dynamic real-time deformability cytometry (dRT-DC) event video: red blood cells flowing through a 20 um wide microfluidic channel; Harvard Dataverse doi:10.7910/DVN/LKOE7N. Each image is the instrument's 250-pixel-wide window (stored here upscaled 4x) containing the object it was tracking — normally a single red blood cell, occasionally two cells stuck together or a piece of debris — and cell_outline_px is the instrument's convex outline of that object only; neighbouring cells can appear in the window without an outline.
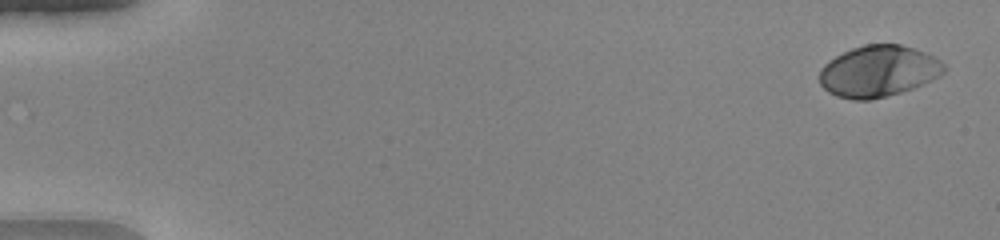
{"species": "human", "species_latin": "Homo sapiens", "temperature_condition": "warm", "stored_images_in_passage": 51, "camera_frame_rate_fps": 3000, "um_per_image_px": 0.085, "donor": {"sex": "female"}, "frame": {"image": 1, "passage_image": 2, "time_ms": 0.333, "image_size_px": [1000, 240], "cell_outline_px": [[944, 72], [940, 76], [912, 88], [900, 92], [868, 100], [852, 100], [836, 96], [828, 92], [820, 84], [820, 72], [824, 64], [836, 56], [852, 48], [864, 44], [900, 44], [924, 52], [940, 60], [944, 64]], "centroid_in_image_um": [74.64, 6.05], "position_along_channel_um": 10.4, "area_um2": 36.93}}
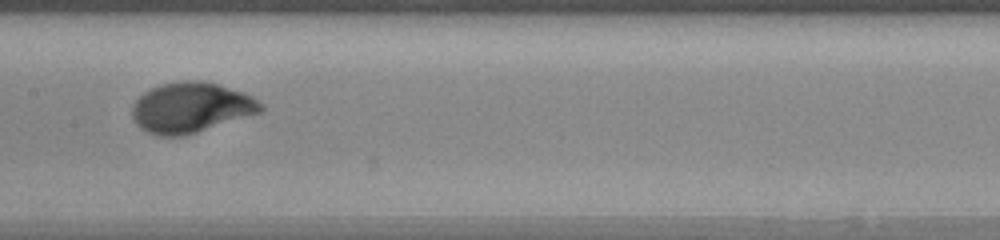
{"frame": {"image": 2, "passage_image": 27, "time_ms": 8.667, "image_size_px": [1000, 240], "cell_outline_px": [[264, 108], [260, 112], [184, 136], [156, 136], [140, 128], [132, 120], [132, 108], [136, 100], [144, 92], [160, 84], [184, 80], [204, 80], [244, 92], [252, 96], [264, 104]], "centroid_in_image_um": [16.22, 9.14], "position_along_channel_um": 191.2, "area_um2": 37.74}}
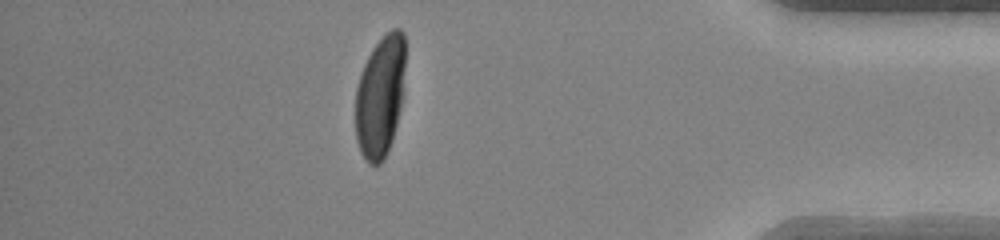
{"frame": {"image": 3, "passage_image": 45, "time_ms": 14.667, "image_size_px": [1000, 240], "cell_outline_px": [[404, 68], [400, 108], [392, 140], [384, 160], [380, 164], [368, 164], [360, 152], [356, 140], [356, 88], [360, 72], [372, 48], [392, 28], [400, 28], [404, 32]], "centroid_in_image_um": [32.3, 8.21], "position_along_channel_um": 402.9, "area_um2": 35.14}, "authors_computed_cell_mechanics": {"area_um2": 36.3562, "velocity_mm_per_s": 4.1028, "shape_relaxation_time_tau1_ms": 2.5244, "shape_relaxation_time_tau2_ms": null, "deformation_change_tau1": 0.2017, "deformation_change_tau2": null}}